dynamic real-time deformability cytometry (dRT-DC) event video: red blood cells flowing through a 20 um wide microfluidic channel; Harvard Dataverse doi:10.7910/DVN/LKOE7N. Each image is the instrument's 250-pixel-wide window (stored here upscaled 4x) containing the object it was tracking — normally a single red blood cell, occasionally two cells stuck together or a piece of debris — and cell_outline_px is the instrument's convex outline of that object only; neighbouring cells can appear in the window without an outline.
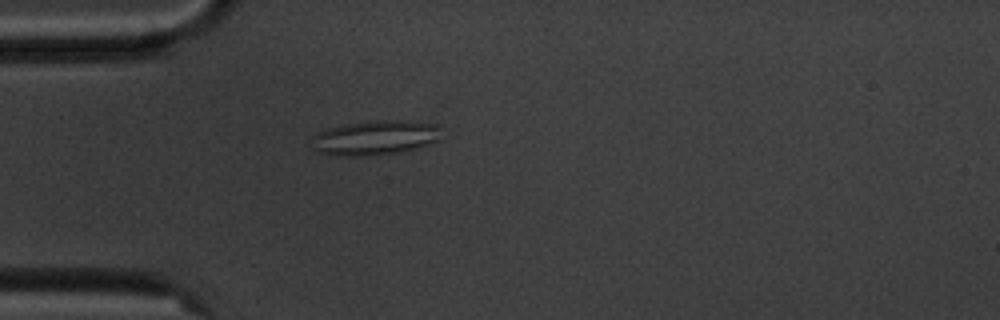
{"species": "common noctule bat (a hibernating species)", "species_latin": "Nyctalus noctula", "temperature_condition": "cold", "stored_images_in_passage": 4, "camera_frame_rate_fps": 3000, "um_per_image_px": 0.085, "animal": {"sex": "male", "body_mass_g": 20.1, "forearm_length_mm": 53.5}, "frame": {"image": 1, "passage_image": 4, "time_ms": 4.333, "image_size_px": [1000, 320], "cell_outline_px": [[440, 140], [416, 148], [396, 152], [368, 156], [328, 156], [316, 152], [312, 148], [312, 136], [316, 132], [328, 128], [348, 124], [376, 120], [396, 120], [436, 124]], "centroid_in_image_um": [31.78, 11.73], "position_along_channel_um": 53.2, "area_um2": 26.13}}